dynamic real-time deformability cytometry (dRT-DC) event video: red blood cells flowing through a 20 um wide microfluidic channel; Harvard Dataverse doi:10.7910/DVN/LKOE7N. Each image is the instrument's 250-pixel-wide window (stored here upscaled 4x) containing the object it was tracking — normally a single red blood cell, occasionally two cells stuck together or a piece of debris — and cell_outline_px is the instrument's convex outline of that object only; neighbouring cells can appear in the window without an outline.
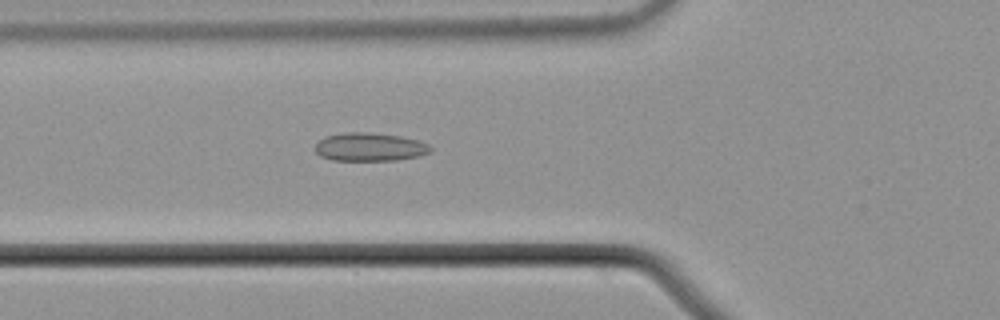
{"species": "common noctule bat (a hibernating species)", "species_latin": "Nyctalus noctula", "temperature_condition": "cold", "stored_images_in_passage": 47, "camera_frame_rate_fps": 3000, "um_per_image_px": 0.085, "animal": {"sex": "male", "body_mass_g": 21.5, "forearm_length_mm": 52.0}, "frame": {"image": 1, "passage_image": 21, "time_ms": 6.667, "image_size_px": [1000, 320], "cell_outline_px": [[432, 152], [416, 156], [396, 160], [332, 160], [320, 156], [316, 152], [316, 144], [324, 136], [344, 132], [372, 132], [400, 136], [416, 140], [428, 144], [432, 148]], "centroid_in_image_um": [31.41, 12.48], "position_along_channel_um": 94.4, "area_um2": 19.02}}
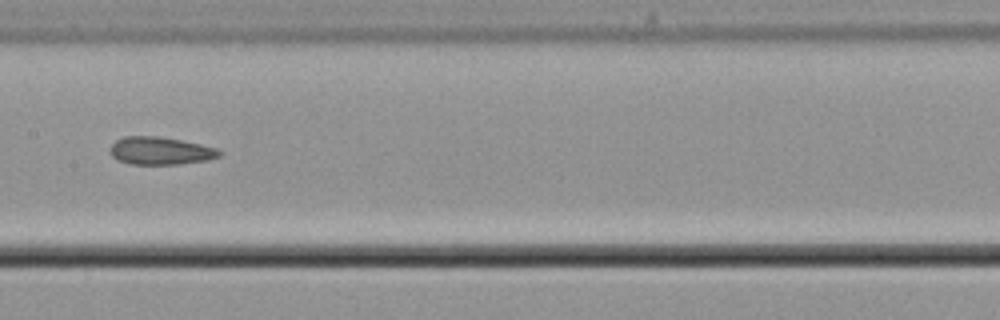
{"frame": {"image": 2, "passage_image": 29, "time_ms": 9.333, "image_size_px": [1000, 320], "cell_outline_px": [[224, 152], [220, 156], [208, 160], [180, 164], [132, 164], [116, 160], [108, 152], [108, 148], [116, 140], [124, 136], [156, 136], [180, 140], [200, 144], [216, 148]], "centroid_in_image_um": [13.61, 12.82], "position_along_channel_um": 193.8, "area_um2": 17.8}}
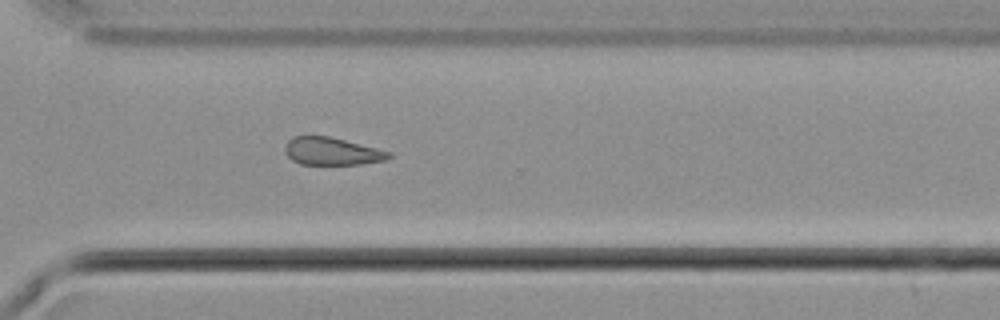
{"frame": {"image": 3, "passage_image": 41, "time_ms": 13.333, "image_size_px": [1000, 320], "cell_outline_px": [[392, 156], [388, 160], [360, 164], [300, 164], [292, 160], [284, 152], [284, 144], [292, 136], [328, 136], [392, 152]], "centroid_in_image_um": [28.19, 12.86], "position_along_channel_um": 342.4, "area_um2": 16.76}, "authors_computed_cell_mechanics": {"area_um2": 19.0162, "velocity_mm_per_s": 3.7132, "shape_relaxation_time_tau1_ms": null, "shape_relaxation_time_tau2_ms": 6.4763, "deformation_change_tau1": null, "deformation_change_tau2": 0.1247}}